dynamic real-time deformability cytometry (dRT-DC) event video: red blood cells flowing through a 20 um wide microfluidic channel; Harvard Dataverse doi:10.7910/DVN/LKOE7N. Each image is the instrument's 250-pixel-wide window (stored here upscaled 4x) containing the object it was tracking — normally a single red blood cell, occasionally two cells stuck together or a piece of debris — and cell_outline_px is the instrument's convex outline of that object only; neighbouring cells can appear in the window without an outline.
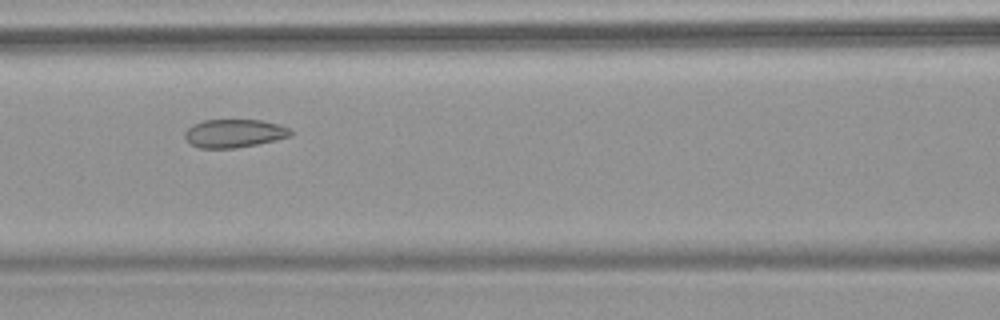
{"species": "common noctule bat (a hibernating species)", "species_latin": "Nyctalus noctula", "temperature_condition": "warm", "stored_images_in_passage": 7, "camera_frame_rate_fps": 3000, "um_per_image_px": 0.085, "animal": {"sex": "female", "body_mass_g": 18.4}, "frame": {"image": 1, "passage_image": 7, "time_ms": 7.0, "image_size_px": [1000, 320], "cell_outline_px": [[292, 136], [276, 140], [256, 144], [232, 148], [200, 148], [192, 144], [184, 136], [184, 132], [192, 124], [204, 120], [260, 120], [280, 124], [288, 128], [292, 132]], "centroid_in_image_um": [19.91, 11.32], "position_along_channel_um": 146.7, "area_um2": 17.34}}